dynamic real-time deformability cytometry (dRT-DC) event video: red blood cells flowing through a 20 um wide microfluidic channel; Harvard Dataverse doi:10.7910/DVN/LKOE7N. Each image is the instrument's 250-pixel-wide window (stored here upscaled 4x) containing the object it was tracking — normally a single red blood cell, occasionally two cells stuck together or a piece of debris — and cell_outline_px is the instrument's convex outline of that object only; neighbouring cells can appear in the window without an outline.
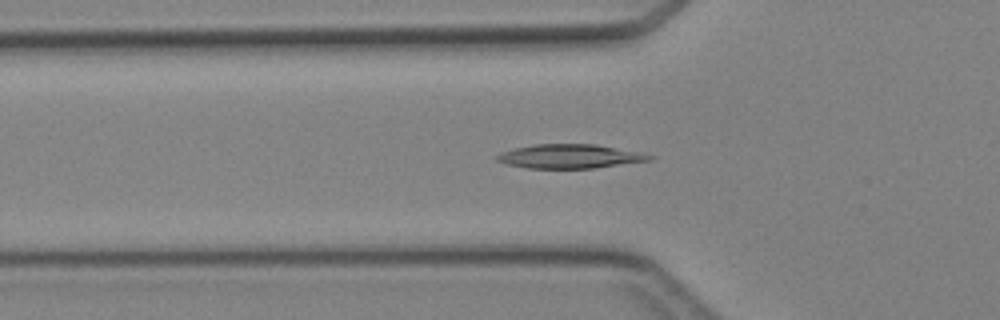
{"species": "Egyptian fruit bat (a non-hibernating species)", "species_latin": "Rousettus aegyptiacus", "temperature_condition": "cold", "stored_images_in_passage": 42, "camera_frame_rate_fps": 3000, "um_per_image_px": 0.085, "animal": {"sex": "female"}, "frame": {"image": 1, "passage_image": 12, "time_ms": 3.667, "image_size_px": [1000, 320], "cell_outline_px": [[656, 156], [652, 160], [596, 168], [524, 168], [508, 164], [496, 160], [496, 156], [504, 152], [516, 148], [536, 144], [596, 144], [644, 152]], "centroid_in_image_um": [48.55, 13.29], "position_along_channel_um": 77.3, "area_um2": 21.44}}
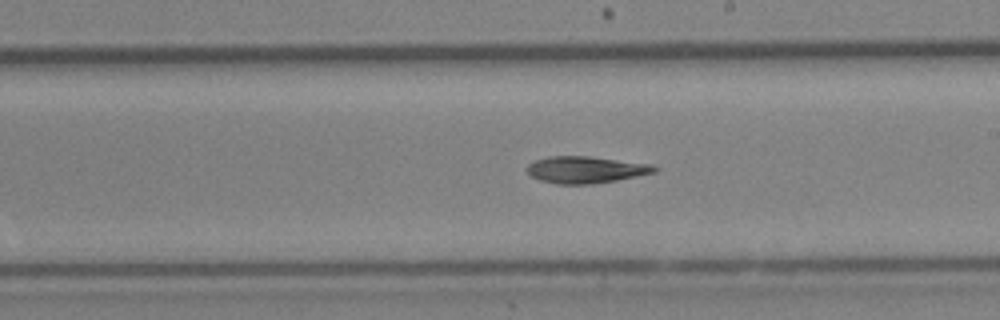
{"frame": {"image": 2, "passage_image": 23, "time_ms": 7.333, "image_size_px": [1000, 320], "cell_outline_px": [[660, 168], [656, 172], [616, 180], [592, 184], [556, 184], [540, 180], [532, 176], [528, 172], [528, 164], [536, 160], [548, 156], [588, 156], [652, 164]], "centroid_in_image_um": [49.81, 14.42], "position_along_channel_um": 239.2, "area_um2": 19.83}}
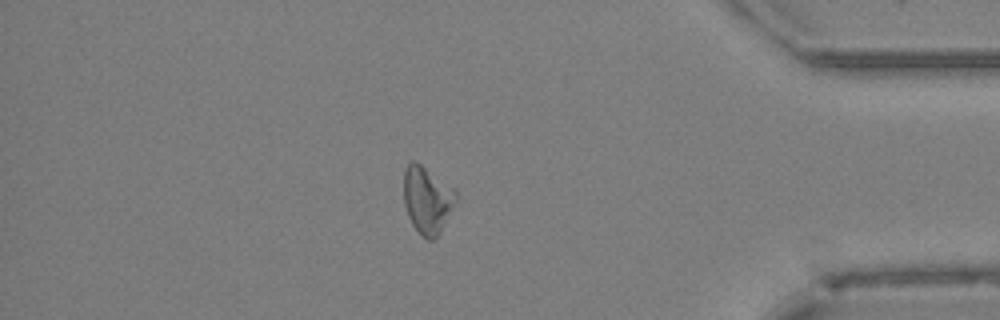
{"frame": {"image": 3, "passage_image": 36, "time_ms": 11.667, "image_size_px": [1000, 320], "cell_outline_px": [[456, 200], [436, 236], [432, 240], [428, 240], [420, 236], [412, 224], [408, 216], [404, 204], [404, 168], [412, 160], [416, 160], [452, 188], [456, 192]], "centroid_in_image_um": [36.25, 16.97], "position_along_channel_um": 398.9, "area_um2": 19.94}}